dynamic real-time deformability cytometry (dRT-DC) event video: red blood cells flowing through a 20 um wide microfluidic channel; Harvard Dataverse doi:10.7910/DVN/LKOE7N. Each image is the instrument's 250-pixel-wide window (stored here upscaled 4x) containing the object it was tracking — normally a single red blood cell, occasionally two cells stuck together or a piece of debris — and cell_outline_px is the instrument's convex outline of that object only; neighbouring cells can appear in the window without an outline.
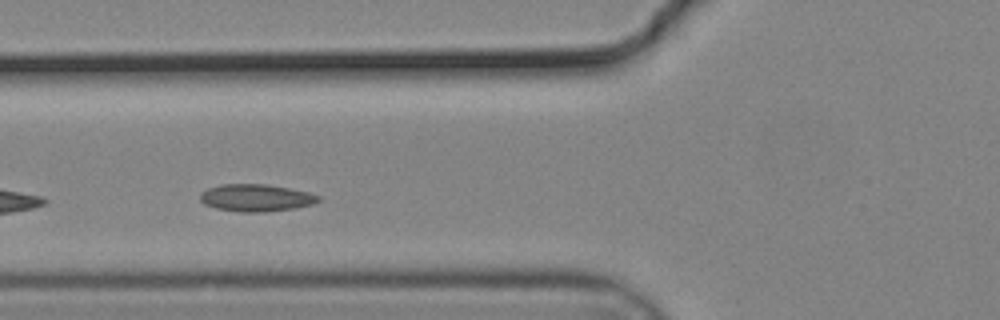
{"species": "common noctule bat (a hibernating species)", "species_latin": "Nyctalus noctula", "temperature_condition": "cold", "stored_images_in_passage": 8, "camera_frame_rate_fps": 3000, "um_per_image_px": 0.085, "animal": {"sex": "male", "body_mass_g": 19.2, "forearm_length_mm": 51.8}, "frame": {"image": 1, "passage_image": 5, "time_ms": 1.333, "image_size_px": [1000, 320], "cell_outline_px": [[320, 200], [312, 204], [292, 208], [260, 212], [240, 212], [216, 208], [204, 204], [200, 200], [200, 192], [208, 188], [220, 184], [264, 184], [288, 188], [308, 192], [320, 196]], "centroid_in_image_um": [21.72, 16.8], "position_along_channel_um": 104.1, "area_um2": 18.61}}